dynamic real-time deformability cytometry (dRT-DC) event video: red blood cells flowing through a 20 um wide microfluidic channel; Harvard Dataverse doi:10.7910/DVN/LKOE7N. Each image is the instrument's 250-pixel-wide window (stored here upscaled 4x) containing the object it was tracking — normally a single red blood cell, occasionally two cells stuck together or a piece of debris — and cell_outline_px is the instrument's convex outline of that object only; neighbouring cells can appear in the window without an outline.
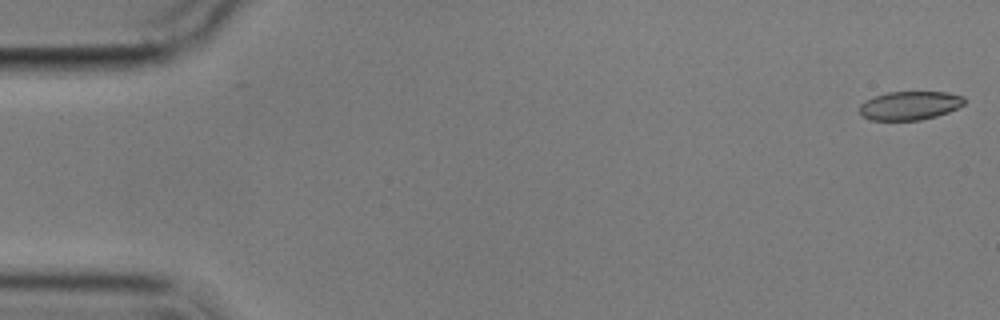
{"species": "common noctule bat (a hibernating species)", "species_latin": "Nyctalus noctula", "temperature_condition": "cold", "stored_images_in_passage": 5, "camera_frame_rate_fps": 3000, "um_per_image_px": 0.085, "animal": {"sex": "male", "body_mass_g": 17.9}, "frame": {"image": 1, "passage_image": 1, "time_ms": 0.0, "image_size_px": [1000, 320], "cell_outline_px": [[964, 104], [948, 112], [936, 116], [920, 120], [872, 120], [864, 116], [860, 112], [860, 104], [864, 100], [888, 92], [948, 92], [964, 96]], "centroid_in_image_um": [77.34, 8.96], "position_along_channel_um": 7.7, "area_um2": 17.4}}
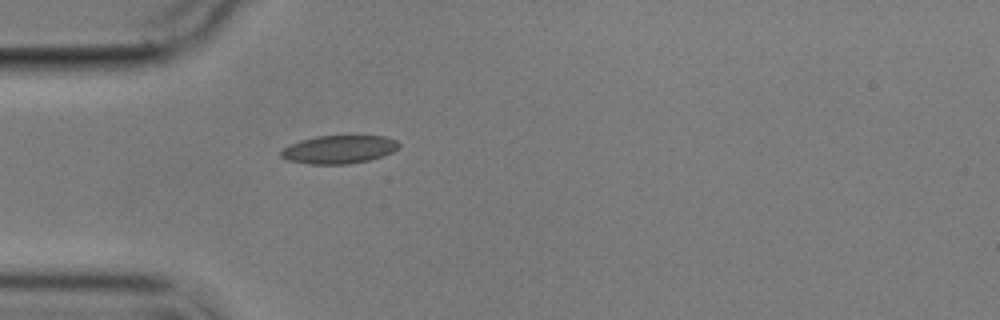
{"frame": {"image": 2, "passage_image": 5, "time_ms": 5.0, "image_size_px": [1000, 320], "cell_outline_px": [[400, 148], [392, 152], [368, 160], [348, 164], [308, 164], [288, 160], [280, 156], [280, 152], [284, 148], [300, 140], [316, 136], [384, 136], [396, 140], [400, 144]], "centroid_in_image_um": [28.82, 12.7], "position_along_channel_um": 56.2, "area_um2": 19.25}}